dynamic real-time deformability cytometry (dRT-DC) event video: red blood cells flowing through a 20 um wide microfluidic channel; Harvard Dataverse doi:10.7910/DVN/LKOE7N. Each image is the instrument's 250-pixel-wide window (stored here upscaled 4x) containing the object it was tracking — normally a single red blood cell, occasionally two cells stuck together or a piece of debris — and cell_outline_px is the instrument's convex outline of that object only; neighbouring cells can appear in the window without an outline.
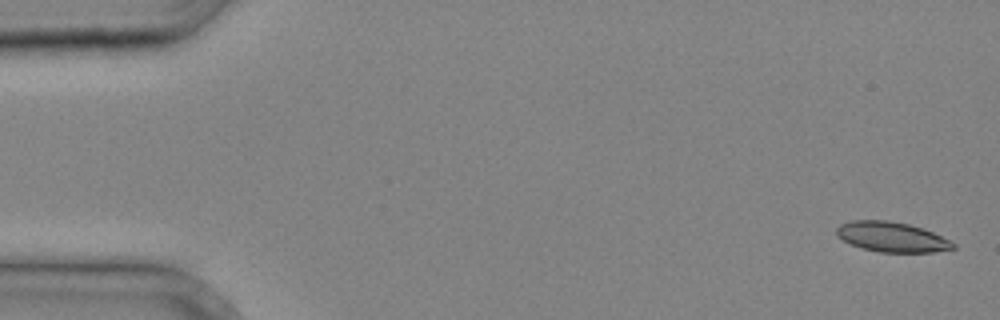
{"species": "common noctule bat (a hibernating species)", "species_latin": "Nyctalus noctula", "temperature_condition": "cold", "stored_images_in_passage": 36, "camera_frame_rate_fps": 3000, "um_per_image_px": 0.085, "animal": {"sex": "male", "body_mass_g": 20.4}, "frame": {"image": 1, "passage_image": 1, "time_ms": 0.0, "image_size_px": [1000, 320], "cell_outline_px": [[956, 248], [932, 252], [880, 252], [860, 248], [836, 236], [836, 228], [840, 224], [852, 220], [888, 220], [908, 224], [932, 232], [956, 244]], "centroid_in_image_um": [75.76, 20.14], "position_along_channel_um": 9.2, "area_um2": 20.23}}
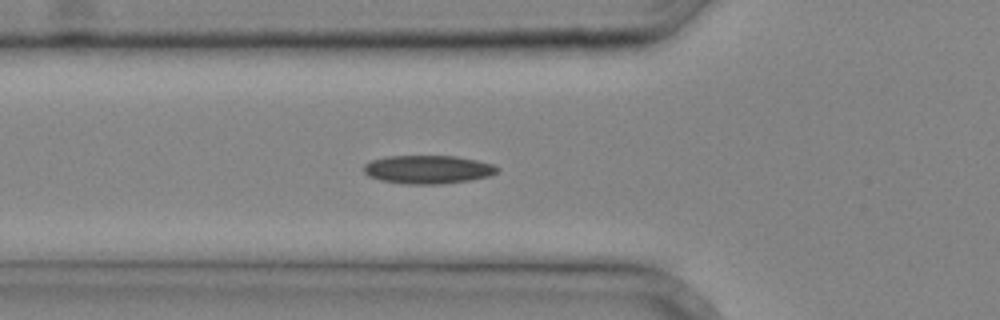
{"frame": {"image": 2, "passage_image": 13, "time_ms": 4.0, "image_size_px": [1000, 320], "cell_outline_px": [[500, 168], [496, 172], [488, 176], [468, 180], [440, 184], [404, 184], [380, 180], [368, 176], [364, 172], [364, 164], [372, 160], [388, 156], [456, 156], [476, 160], [492, 164]], "centroid_in_image_um": [36.34, 14.4], "position_along_channel_um": 89.5, "area_um2": 21.96}}
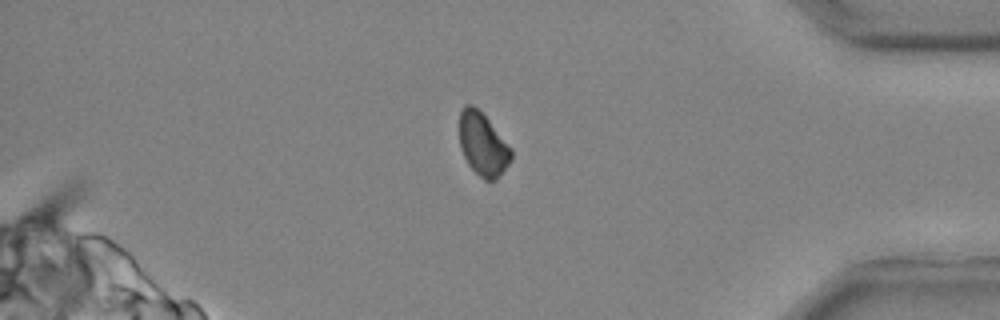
{"frame": {"image": 3, "passage_image": 32, "time_ms": 10.333, "image_size_px": [1000, 320], "cell_outline_px": [[512, 160], [496, 180], [484, 180], [468, 164], [460, 148], [460, 112], [464, 104], [472, 104], [488, 120], [512, 148]], "centroid_in_image_um": [41.05, 12.28], "position_along_channel_um": 394.2, "area_um2": 18.84}}